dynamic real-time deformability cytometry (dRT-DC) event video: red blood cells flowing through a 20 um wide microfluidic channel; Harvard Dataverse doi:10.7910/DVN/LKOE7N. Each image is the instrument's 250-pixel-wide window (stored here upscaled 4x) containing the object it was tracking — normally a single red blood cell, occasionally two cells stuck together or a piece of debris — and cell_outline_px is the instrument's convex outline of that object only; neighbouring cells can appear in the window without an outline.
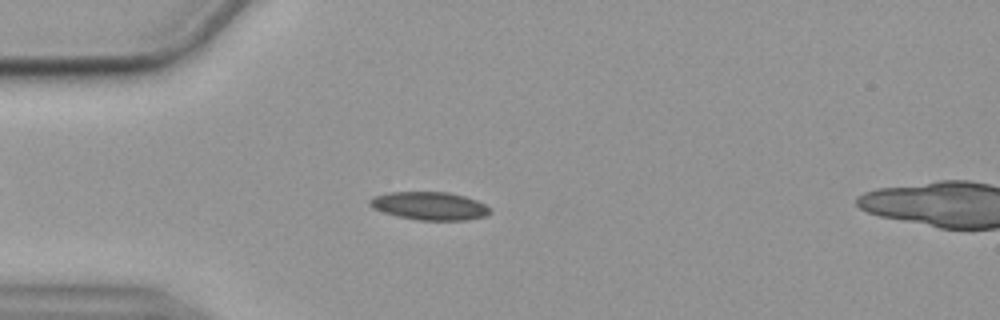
{"species": "common noctule bat (a hibernating species)", "species_latin": "Nyctalus noctula", "temperature_condition": "cold", "stored_images_in_passage": 47, "camera_frame_rate_fps": 3000, "um_per_image_px": 0.085, "animal": {"sex": "female", "body_mass_g": 19.9}, "frame": {"image": 1, "passage_image": 6, "time_ms": 1.667, "image_size_px": [1000, 320], "cell_outline_px": [[492, 212], [484, 216], [468, 220], [416, 220], [396, 216], [372, 208], [368, 204], [368, 200], [372, 196], [388, 192], [448, 192], [464, 196], [476, 200], [484, 204]], "centroid_in_image_um": [36.46, 17.5], "position_along_channel_um": 48.5, "area_um2": 19.77}}
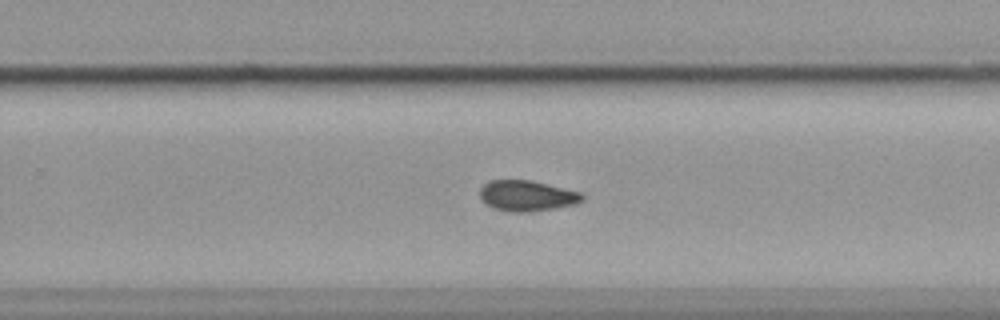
{"frame": {"image": 2, "passage_image": 27, "time_ms": 8.667, "image_size_px": [1000, 320], "cell_outline_px": [[584, 200], [576, 204], [556, 208], [524, 212], [516, 212], [496, 208], [488, 204], [480, 196], [480, 188], [488, 180], [532, 180], [580, 192], [584, 196]], "centroid_in_image_um": [44.83, 16.62], "position_along_channel_um": 285.0, "area_um2": 18.09}}
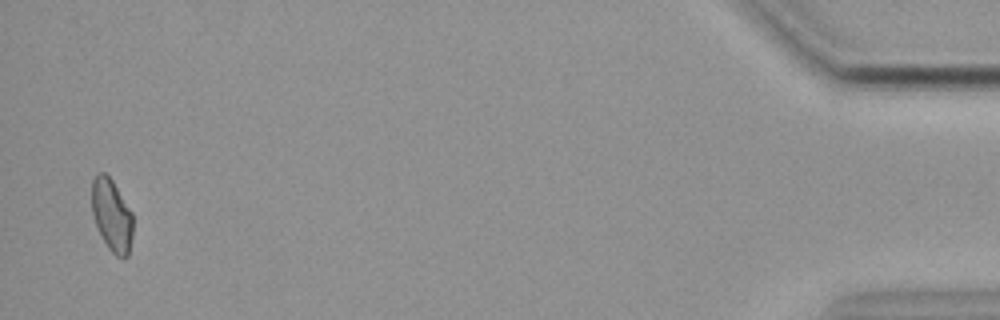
{"frame": {"image": 3, "passage_image": 46, "time_ms": 15.0, "image_size_px": [1000, 320], "cell_outline_px": [[132, 236], [128, 256], [124, 260], [116, 256], [108, 248], [96, 224], [92, 212], [92, 180], [96, 172], [104, 172], [112, 180], [132, 212]], "centroid_in_image_um": [9.5, 18.29], "position_along_channel_um": 425.7, "area_um2": 17.28}}